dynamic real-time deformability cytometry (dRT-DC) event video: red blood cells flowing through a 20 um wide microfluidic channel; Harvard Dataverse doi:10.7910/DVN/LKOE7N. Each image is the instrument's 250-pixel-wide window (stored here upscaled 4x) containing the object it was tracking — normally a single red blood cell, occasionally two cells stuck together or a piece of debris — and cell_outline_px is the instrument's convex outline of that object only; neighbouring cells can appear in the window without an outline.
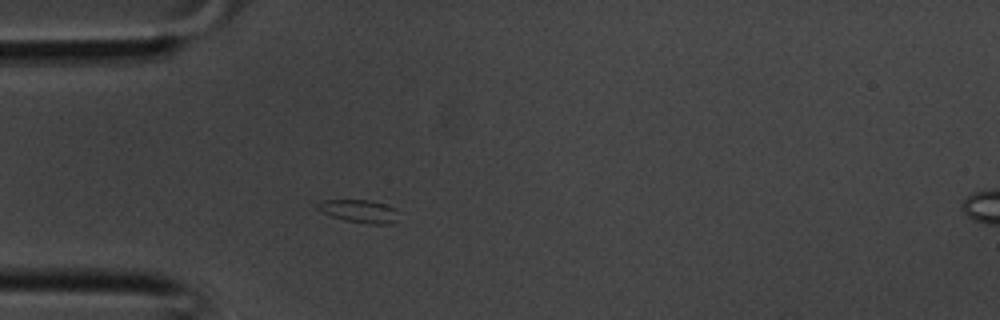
{"species": "common noctule bat (a hibernating species)", "species_latin": "Nyctalus noctula", "temperature_condition": "room temperature", "stored_images_in_passage": 28, "camera_frame_rate_fps": 3000, "um_per_image_px": 0.085, "animal": {"sex": "male", "body_mass_g": 20.1, "forearm_length_mm": 53.5}, "frame": {"image": 1, "passage_image": 1, "time_ms": 0.0, "image_size_px": [1000, 320], "cell_outline_px": [[400, 212], [396, 220], [392, 224], [372, 224], [344, 220], [332, 216], [324, 212], [316, 204], [320, 200], [368, 200], [384, 204], [396, 208]], "centroid_in_image_um": [30.61, 17.95], "position_along_channel_um": 54.4, "area_um2": 10.75}}
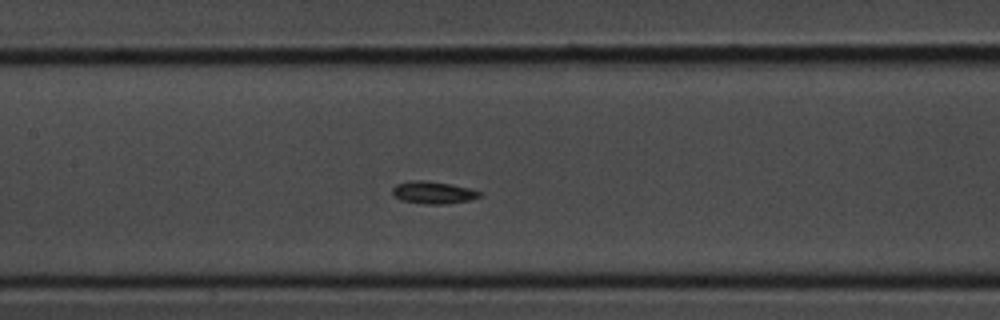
{"frame": {"image": 2, "passage_image": 8, "time_ms": 2.333, "image_size_px": [1000, 320], "cell_outline_px": [[484, 192], [480, 196], [468, 200], [444, 204], [424, 204], [400, 200], [392, 196], [392, 188], [396, 184], [416, 180], [424, 180], [452, 184]], "centroid_in_image_um": [36.79, 16.36], "position_along_channel_um": 170.6, "area_um2": 11.39}}
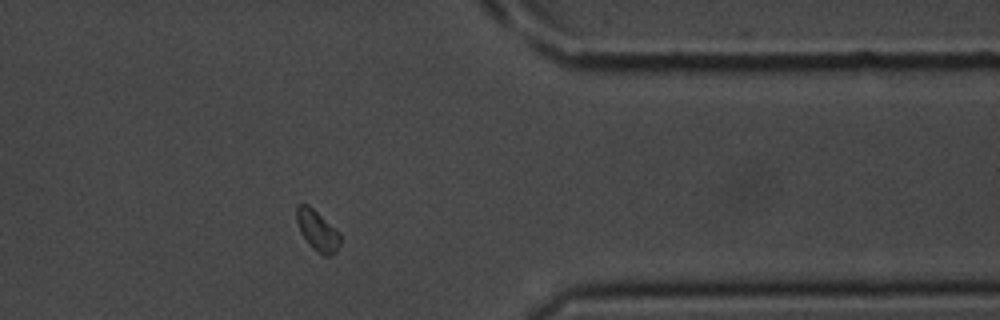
{"frame": {"image": 3, "passage_image": 21, "time_ms": 6.667, "image_size_px": [1000, 320], "cell_outline_px": [[340, 244], [336, 252], [328, 256], [324, 256], [312, 248], [300, 232], [296, 220], [296, 204], [308, 204], [340, 232]], "centroid_in_image_um": [26.97, 19.59], "position_along_channel_um": 384.4, "area_um2": 10.35}}